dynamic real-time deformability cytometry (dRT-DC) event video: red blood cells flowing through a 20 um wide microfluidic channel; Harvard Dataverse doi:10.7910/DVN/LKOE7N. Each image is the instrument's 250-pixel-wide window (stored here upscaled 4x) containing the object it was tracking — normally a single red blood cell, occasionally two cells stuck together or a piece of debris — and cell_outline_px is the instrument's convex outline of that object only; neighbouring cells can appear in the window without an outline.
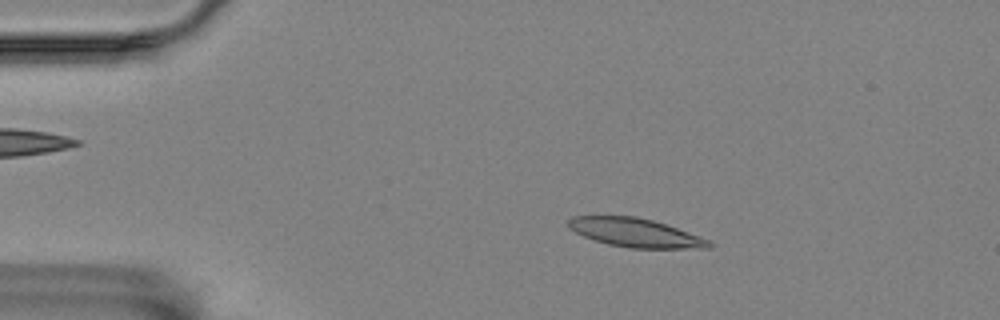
{"species": "Egyptian fruit bat (a non-hibernating species)", "species_latin": "Rousettus aegyptiacus", "temperature_condition": "room temperature", "stored_images_in_passage": 55, "camera_frame_rate_fps": 3000, "um_per_image_px": 0.085, "animal": {"sex": "female"}, "frame": {"image": 1, "passage_image": 9, "time_ms": 2.667, "image_size_px": [1000, 320], "cell_outline_px": [[716, 244], [712, 248], [628, 248], [608, 244], [584, 236], [568, 228], [568, 220], [572, 216], [636, 216], [652, 220], [712, 240]], "centroid_in_image_um": [54.05, 19.79], "position_along_channel_um": 30.9, "area_um2": 23.52}}
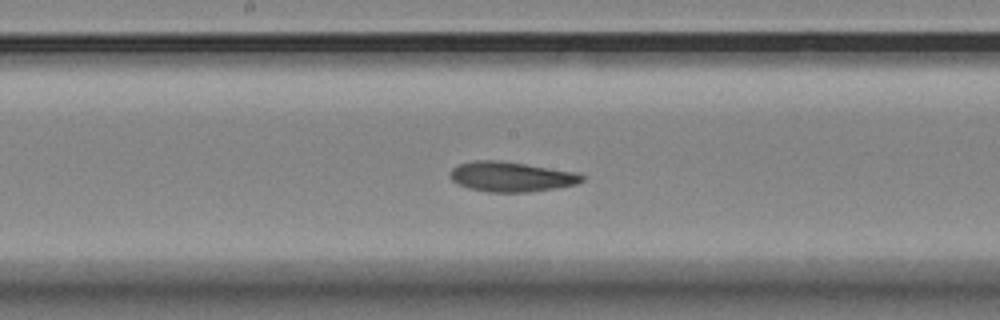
{"frame": {"image": 2, "passage_image": 28, "time_ms": 9.0, "image_size_px": [1000, 320], "cell_outline_px": [[584, 180], [576, 184], [556, 188], [528, 192], [488, 192], [468, 188], [456, 184], [448, 176], [452, 168], [460, 164], [476, 160], [496, 160], [524, 164], [576, 172], [584, 176]], "centroid_in_image_um": [43.42, 15.03], "position_along_channel_um": 204.8, "area_um2": 22.95}}
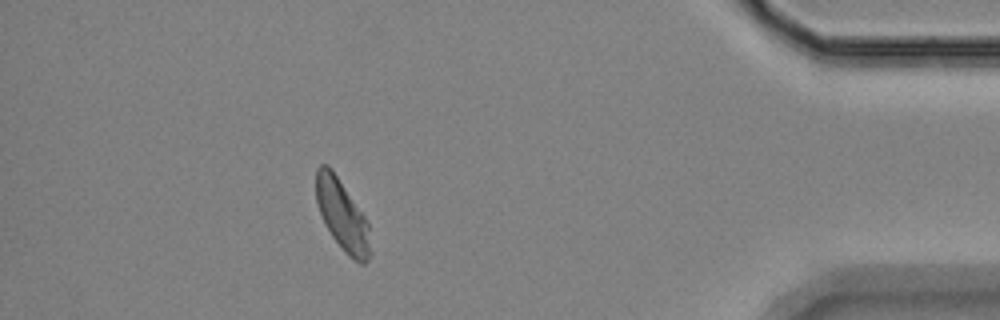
{"frame": {"image": 3, "passage_image": 49, "time_ms": 16.0, "image_size_px": [1000, 320], "cell_outline_px": [[372, 252], [368, 260], [364, 264], [360, 264], [352, 260], [344, 252], [332, 236], [324, 224], [316, 200], [316, 168], [320, 164], [328, 164], [332, 168], [364, 216], [368, 224]], "centroid_in_image_um": [29.1, 18.32], "position_along_channel_um": 406.1, "area_um2": 22.54}, "authors_computed_cell_mechanics": {"area_um2": 23.2356, "velocity_mm_per_s": 3.5323, "shape_relaxation_time_tau1_ms": null, "shape_relaxation_time_tau2_ms": 6.8026, "deformation_change_tau1": null, "deformation_change_tau2": 0.1332}}